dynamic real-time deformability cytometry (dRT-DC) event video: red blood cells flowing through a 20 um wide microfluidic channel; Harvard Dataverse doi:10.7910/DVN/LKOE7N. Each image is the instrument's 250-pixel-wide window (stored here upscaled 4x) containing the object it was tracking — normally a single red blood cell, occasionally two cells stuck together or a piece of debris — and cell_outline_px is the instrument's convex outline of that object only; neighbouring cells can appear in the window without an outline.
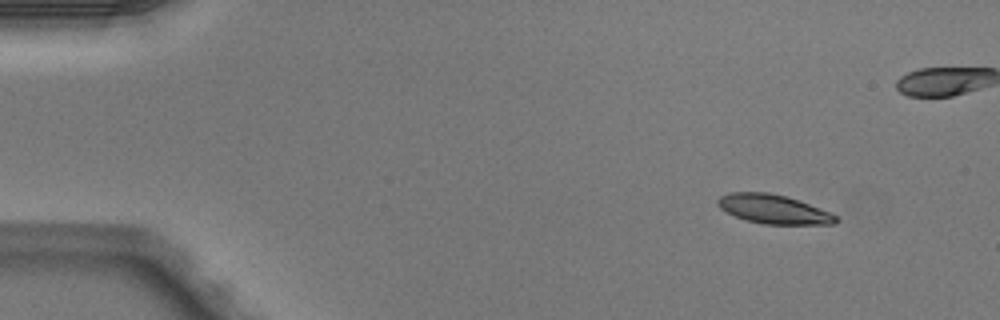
{"species": "Egyptian fruit bat (a non-hibernating species)", "species_latin": "Rousettus aegyptiacus", "temperature_condition": "warm", "stored_images_in_passage": 4, "camera_frame_rate_fps": 3000, "um_per_image_px": 0.085, "animal": {"sex": "male"}, "frame": {"image": 1, "passage_image": 1, "time_ms": 0.0, "image_size_px": [1000, 320], "cell_outline_px": [[840, 220], [836, 224], [764, 224], [748, 220], [736, 216], [720, 208], [716, 204], [716, 200], [720, 196], [732, 192], [768, 192], [800, 200], [832, 212]], "centroid_in_image_um": [65.8, 17.77], "position_along_channel_um": 19.2, "area_um2": 20.06}}